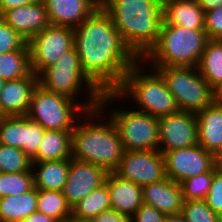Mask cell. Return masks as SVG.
Listing matches in <instances>:
<instances>
[{
  "instance_id": "obj_9",
  "label": "cell",
  "mask_w": 222,
  "mask_h": 222,
  "mask_svg": "<svg viewBox=\"0 0 222 222\" xmlns=\"http://www.w3.org/2000/svg\"><path fill=\"white\" fill-rule=\"evenodd\" d=\"M125 151L159 150L158 118L137 109L110 108Z\"/></svg>"
},
{
  "instance_id": "obj_26",
  "label": "cell",
  "mask_w": 222,
  "mask_h": 222,
  "mask_svg": "<svg viewBox=\"0 0 222 222\" xmlns=\"http://www.w3.org/2000/svg\"><path fill=\"white\" fill-rule=\"evenodd\" d=\"M111 209L107 184L89 193L71 208V219L75 222H90L103 211Z\"/></svg>"
},
{
  "instance_id": "obj_46",
  "label": "cell",
  "mask_w": 222,
  "mask_h": 222,
  "mask_svg": "<svg viewBox=\"0 0 222 222\" xmlns=\"http://www.w3.org/2000/svg\"><path fill=\"white\" fill-rule=\"evenodd\" d=\"M217 222H222V213L217 215Z\"/></svg>"
},
{
  "instance_id": "obj_47",
  "label": "cell",
  "mask_w": 222,
  "mask_h": 222,
  "mask_svg": "<svg viewBox=\"0 0 222 222\" xmlns=\"http://www.w3.org/2000/svg\"><path fill=\"white\" fill-rule=\"evenodd\" d=\"M217 98L222 101V90L217 94Z\"/></svg>"
},
{
  "instance_id": "obj_3",
  "label": "cell",
  "mask_w": 222,
  "mask_h": 222,
  "mask_svg": "<svg viewBox=\"0 0 222 222\" xmlns=\"http://www.w3.org/2000/svg\"><path fill=\"white\" fill-rule=\"evenodd\" d=\"M101 113L104 111L98 107L77 121L72 131V158L98 165L109 173L116 170L125 150L114 122ZM100 117L107 121L102 124Z\"/></svg>"
},
{
  "instance_id": "obj_4",
  "label": "cell",
  "mask_w": 222,
  "mask_h": 222,
  "mask_svg": "<svg viewBox=\"0 0 222 222\" xmlns=\"http://www.w3.org/2000/svg\"><path fill=\"white\" fill-rule=\"evenodd\" d=\"M143 62L140 59L126 72L122 84L115 92H103L99 103L103 111L110 107V104L114 105V100L127 97L131 98L132 103H136L134 106L140 107L137 111L157 118L179 111L163 77L155 69H152V73L150 70L149 73L142 71L146 66Z\"/></svg>"
},
{
  "instance_id": "obj_6",
  "label": "cell",
  "mask_w": 222,
  "mask_h": 222,
  "mask_svg": "<svg viewBox=\"0 0 222 222\" xmlns=\"http://www.w3.org/2000/svg\"><path fill=\"white\" fill-rule=\"evenodd\" d=\"M98 107L99 103H76V100L48 91L38 84L26 116L45 130L73 131L79 117Z\"/></svg>"
},
{
  "instance_id": "obj_33",
  "label": "cell",
  "mask_w": 222,
  "mask_h": 222,
  "mask_svg": "<svg viewBox=\"0 0 222 222\" xmlns=\"http://www.w3.org/2000/svg\"><path fill=\"white\" fill-rule=\"evenodd\" d=\"M45 129L24 115L23 147L22 151L32 160L42 142Z\"/></svg>"
},
{
  "instance_id": "obj_28",
  "label": "cell",
  "mask_w": 222,
  "mask_h": 222,
  "mask_svg": "<svg viewBox=\"0 0 222 222\" xmlns=\"http://www.w3.org/2000/svg\"><path fill=\"white\" fill-rule=\"evenodd\" d=\"M37 211L57 222L71 219V207L62 191L37 190Z\"/></svg>"
},
{
  "instance_id": "obj_49",
  "label": "cell",
  "mask_w": 222,
  "mask_h": 222,
  "mask_svg": "<svg viewBox=\"0 0 222 222\" xmlns=\"http://www.w3.org/2000/svg\"><path fill=\"white\" fill-rule=\"evenodd\" d=\"M100 4L104 1V0H97Z\"/></svg>"
},
{
  "instance_id": "obj_10",
  "label": "cell",
  "mask_w": 222,
  "mask_h": 222,
  "mask_svg": "<svg viewBox=\"0 0 222 222\" xmlns=\"http://www.w3.org/2000/svg\"><path fill=\"white\" fill-rule=\"evenodd\" d=\"M27 44L31 70L38 76L74 47V29L50 24Z\"/></svg>"
},
{
  "instance_id": "obj_40",
  "label": "cell",
  "mask_w": 222,
  "mask_h": 222,
  "mask_svg": "<svg viewBox=\"0 0 222 222\" xmlns=\"http://www.w3.org/2000/svg\"><path fill=\"white\" fill-rule=\"evenodd\" d=\"M38 0H0V16L9 9L16 8L18 6L33 4Z\"/></svg>"
},
{
  "instance_id": "obj_35",
  "label": "cell",
  "mask_w": 222,
  "mask_h": 222,
  "mask_svg": "<svg viewBox=\"0 0 222 222\" xmlns=\"http://www.w3.org/2000/svg\"><path fill=\"white\" fill-rule=\"evenodd\" d=\"M29 49L27 41L0 17V54Z\"/></svg>"
},
{
  "instance_id": "obj_12",
  "label": "cell",
  "mask_w": 222,
  "mask_h": 222,
  "mask_svg": "<svg viewBox=\"0 0 222 222\" xmlns=\"http://www.w3.org/2000/svg\"><path fill=\"white\" fill-rule=\"evenodd\" d=\"M166 176L176 183L209 172L214 167L213 154L200 144L163 153Z\"/></svg>"
},
{
  "instance_id": "obj_23",
  "label": "cell",
  "mask_w": 222,
  "mask_h": 222,
  "mask_svg": "<svg viewBox=\"0 0 222 222\" xmlns=\"http://www.w3.org/2000/svg\"><path fill=\"white\" fill-rule=\"evenodd\" d=\"M72 158V131L45 130L37 155L32 162Z\"/></svg>"
},
{
  "instance_id": "obj_32",
  "label": "cell",
  "mask_w": 222,
  "mask_h": 222,
  "mask_svg": "<svg viewBox=\"0 0 222 222\" xmlns=\"http://www.w3.org/2000/svg\"><path fill=\"white\" fill-rule=\"evenodd\" d=\"M215 166L206 173L191 177L181 183L184 201L204 200L211 187Z\"/></svg>"
},
{
  "instance_id": "obj_39",
  "label": "cell",
  "mask_w": 222,
  "mask_h": 222,
  "mask_svg": "<svg viewBox=\"0 0 222 222\" xmlns=\"http://www.w3.org/2000/svg\"><path fill=\"white\" fill-rule=\"evenodd\" d=\"M90 222H130V217L114 209L101 212Z\"/></svg>"
},
{
  "instance_id": "obj_41",
  "label": "cell",
  "mask_w": 222,
  "mask_h": 222,
  "mask_svg": "<svg viewBox=\"0 0 222 222\" xmlns=\"http://www.w3.org/2000/svg\"><path fill=\"white\" fill-rule=\"evenodd\" d=\"M21 222H57V221L45 214L36 211L30 214L27 218H25Z\"/></svg>"
},
{
  "instance_id": "obj_14",
  "label": "cell",
  "mask_w": 222,
  "mask_h": 222,
  "mask_svg": "<svg viewBox=\"0 0 222 222\" xmlns=\"http://www.w3.org/2000/svg\"><path fill=\"white\" fill-rule=\"evenodd\" d=\"M108 172L90 162L70 159L69 173L63 195L72 208L89 193L105 183Z\"/></svg>"
},
{
  "instance_id": "obj_7",
  "label": "cell",
  "mask_w": 222,
  "mask_h": 222,
  "mask_svg": "<svg viewBox=\"0 0 222 222\" xmlns=\"http://www.w3.org/2000/svg\"><path fill=\"white\" fill-rule=\"evenodd\" d=\"M38 84L48 91L65 95L73 100L81 94L82 88L87 87L86 103H100V97L103 94L85 75L75 47L65 53L55 64L44 69L38 75Z\"/></svg>"
},
{
  "instance_id": "obj_22",
  "label": "cell",
  "mask_w": 222,
  "mask_h": 222,
  "mask_svg": "<svg viewBox=\"0 0 222 222\" xmlns=\"http://www.w3.org/2000/svg\"><path fill=\"white\" fill-rule=\"evenodd\" d=\"M69 166L70 159L32 162L34 187L37 190L63 191L69 173Z\"/></svg>"
},
{
  "instance_id": "obj_45",
  "label": "cell",
  "mask_w": 222,
  "mask_h": 222,
  "mask_svg": "<svg viewBox=\"0 0 222 222\" xmlns=\"http://www.w3.org/2000/svg\"><path fill=\"white\" fill-rule=\"evenodd\" d=\"M6 82H7L6 80L0 78V92L2 91V89H3V87L5 86V83H6Z\"/></svg>"
},
{
  "instance_id": "obj_38",
  "label": "cell",
  "mask_w": 222,
  "mask_h": 222,
  "mask_svg": "<svg viewBox=\"0 0 222 222\" xmlns=\"http://www.w3.org/2000/svg\"><path fill=\"white\" fill-rule=\"evenodd\" d=\"M165 216L153 206L142 204L130 217V222H164Z\"/></svg>"
},
{
  "instance_id": "obj_21",
  "label": "cell",
  "mask_w": 222,
  "mask_h": 222,
  "mask_svg": "<svg viewBox=\"0 0 222 222\" xmlns=\"http://www.w3.org/2000/svg\"><path fill=\"white\" fill-rule=\"evenodd\" d=\"M163 22L193 30H205V12L197 0H163Z\"/></svg>"
},
{
  "instance_id": "obj_37",
  "label": "cell",
  "mask_w": 222,
  "mask_h": 222,
  "mask_svg": "<svg viewBox=\"0 0 222 222\" xmlns=\"http://www.w3.org/2000/svg\"><path fill=\"white\" fill-rule=\"evenodd\" d=\"M205 32L208 39L222 40V6L205 13Z\"/></svg>"
},
{
  "instance_id": "obj_24",
  "label": "cell",
  "mask_w": 222,
  "mask_h": 222,
  "mask_svg": "<svg viewBox=\"0 0 222 222\" xmlns=\"http://www.w3.org/2000/svg\"><path fill=\"white\" fill-rule=\"evenodd\" d=\"M198 70L218 94L222 90V40L209 39L202 53Z\"/></svg>"
},
{
  "instance_id": "obj_11",
  "label": "cell",
  "mask_w": 222,
  "mask_h": 222,
  "mask_svg": "<svg viewBox=\"0 0 222 222\" xmlns=\"http://www.w3.org/2000/svg\"><path fill=\"white\" fill-rule=\"evenodd\" d=\"M114 173L140 187L167 177L164 155L159 150L125 151Z\"/></svg>"
},
{
  "instance_id": "obj_1",
  "label": "cell",
  "mask_w": 222,
  "mask_h": 222,
  "mask_svg": "<svg viewBox=\"0 0 222 222\" xmlns=\"http://www.w3.org/2000/svg\"><path fill=\"white\" fill-rule=\"evenodd\" d=\"M74 47L85 75L102 92H115L140 60L101 6L74 28Z\"/></svg>"
},
{
  "instance_id": "obj_16",
  "label": "cell",
  "mask_w": 222,
  "mask_h": 222,
  "mask_svg": "<svg viewBox=\"0 0 222 222\" xmlns=\"http://www.w3.org/2000/svg\"><path fill=\"white\" fill-rule=\"evenodd\" d=\"M51 25L78 27L101 4L97 0H42Z\"/></svg>"
},
{
  "instance_id": "obj_36",
  "label": "cell",
  "mask_w": 222,
  "mask_h": 222,
  "mask_svg": "<svg viewBox=\"0 0 222 222\" xmlns=\"http://www.w3.org/2000/svg\"><path fill=\"white\" fill-rule=\"evenodd\" d=\"M204 201L214 213H222V170L216 167L211 187Z\"/></svg>"
},
{
  "instance_id": "obj_18",
  "label": "cell",
  "mask_w": 222,
  "mask_h": 222,
  "mask_svg": "<svg viewBox=\"0 0 222 222\" xmlns=\"http://www.w3.org/2000/svg\"><path fill=\"white\" fill-rule=\"evenodd\" d=\"M143 204L153 206L165 215L182 212L184 197L180 183L166 177L142 187Z\"/></svg>"
},
{
  "instance_id": "obj_2",
  "label": "cell",
  "mask_w": 222,
  "mask_h": 222,
  "mask_svg": "<svg viewBox=\"0 0 222 222\" xmlns=\"http://www.w3.org/2000/svg\"><path fill=\"white\" fill-rule=\"evenodd\" d=\"M101 8L140 59L157 43L163 0H104Z\"/></svg>"
},
{
  "instance_id": "obj_34",
  "label": "cell",
  "mask_w": 222,
  "mask_h": 222,
  "mask_svg": "<svg viewBox=\"0 0 222 222\" xmlns=\"http://www.w3.org/2000/svg\"><path fill=\"white\" fill-rule=\"evenodd\" d=\"M186 222H217V215L204 200L184 201L182 212Z\"/></svg>"
},
{
  "instance_id": "obj_19",
  "label": "cell",
  "mask_w": 222,
  "mask_h": 222,
  "mask_svg": "<svg viewBox=\"0 0 222 222\" xmlns=\"http://www.w3.org/2000/svg\"><path fill=\"white\" fill-rule=\"evenodd\" d=\"M105 183L108 187L111 209L131 217L143 204L142 187L120 178L114 172L107 174Z\"/></svg>"
},
{
  "instance_id": "obj_30",
  "label": "cell",
  "mask_w": 222,
  "mask_h": 222,
  "mask_svg": "<svg viewBox=\"0 0 222 222\" xmlns=\"http://www.w3.org/2000/svg\"><path fill=\"white\" fill-rule=\"evenodd\" d=\"M32 171V160L18 148L0 144V173Z\"/></svg>"
},
{
  "instance_id": "obj_20",
  "label": "cell",
  "mask_w": 222,
  "mask_h": 222,
  "mask_svg": "<svg viewBox=\"0 0 222 222\" xmlns=\"http://www.w3.org/2000/svg\"><path fill=\"white\" fill-rule=\"evenodd\" d=\"M196 118L198 144L214 155L222 146V101L216 98Z\"/></svg>"
},
{
  "instance_id": "obj_48",
  "label": "cell",
  "mask_w": 222,
  "mask_h": 222,
  "mask_svg": "<svg viewBox=\"0 0 222 222\" xmlns=\"http://www.w3.org/2000/svg\"><path fill=\"white\" fill-rule=\"evenodd\" d=\"M59 222H75V221L72 220V219H68V220H65V221H59Z\"/></svg>"
},
{
  "instance_id": "obj_31",
  "label": "cell",
  "mask_w": 222,
  "mask_h": 222,
  "mask_svg": "<svg viewBox=\"0 0 222 222\" xmlns=\"http://www.w3.org/2000/svg\"><path fill=\"white\" fill-rule=\"evenodd\" d=\"M24 115L0 116V144L22 149Z\"/></svg>"
},
{
  "instance_id": "obj_8",
  "label": "cell",
  "mask_w": 222,
  "mask_h": 222,
  "mask_svg": "<svg viewBox=\"0 0 222 222\" xmlns=\"http://www.w3.org/2000/svg\"><path fill=\"white\" fill-rule=\"evenodd\" d=\"M152 69L163 77L180 111L197 114L217 98V93L197 67L168 66Z\"/></svg>"
},
{
  "instance_id": "obj_29",
  "label": "cell",
  "mask_w": 222,
  "mask_h": 222,
  "mask_svg": "<svg viewBox=\"0 0 222 222\" xmlns=\"http://www.w3.org/2000/svg\"><path fill=\"white\" fill-rule=\"evenodd\" d=\"M34 187L33 172L0 173V198L18 196Z\"/></svg>"
},
{
  "instance_id": "obj_27",
  "label": "cell",
  "mask_w": 222,
  "mask_h": 222,
  "mask_svg": "<svg viewBox=\"0 0 222 222\" xmlns=\"http://www.w3.org/2000/svg\"><path fill=\"white\" fill-rule=\"evenodd\" d=\"M29 49L0 54V78L11 81L32 74Z\"/></svg>"
},
{
  "instance_id": "obj_43",
  "label": "cell",
  "mask_w": 222,
  "mask_h": 222,
  "mask_svg": "<svg viewBox=\"0 0 222 222\" xmlns=\"http://www.w3.org/2000/svg\"><path fill=\"white\" fill-rule=\"evenodd\" d=\"M164 222H186V219L182 213H178V214L166 215Z\"/></svg>"
},
{
  "instance_id": "obj_17",
  "label": "cell",
  "mask_w": 222,
  "mask_h": 222,
  "mask_svg": "<svg viewBox=\"0 0 222 222\" xmlns=\"http://www.w3.org/2000/svg\"><path fill=\"white\" fill-rule=\"evenodd\" d=\"M37 85L38 76L34 73L7 81L0 92V116L26 115L32 93Z\"/></svg>"
},
{
  "instance_id": "obj_13",
  "label": "cell",
  "mask_w": 222,
  "mask_h": 222,
  "mask_svg": "<svg viewBox=\"0 0 222 222\" xmlns=\"http://www.w3.org/2000/svg\"><path fill=\"white\" fill-rule=\"evenodd\" d=\"M159 151L182 149L198 144L195 113L178 111L158 118Z\"/></svg>"
},
{
  "instance_id": "obj_44",
  "label": "cell",
  "mask_w": 222,
  "mask_h": 222,
  "mask_svg": "<svg viewBox=\"0 0 222 222\" xmlns=\"http://www.w3.org/2000/svg\"><path fill=\"white\" fill-rule=\"evenodd\" d=\"M214 157V166L217 169L222 170V146L217 150V152L213 155Z\"/></svg>"
},
{
  "instance_id": "obj_42",
  "label": "cell",
  "mask_w": 222,
  "mask_h": 222,
  "mask_svg": "<svg viewBox=\"0 0 222 222\" xmlns=\"http://www.w3.org/2000/svg\"><path fill=\"white\" fill-rule=\"evenodd\" d=\"M197 3L202 7L205 13L216 10L222 6V0H197Z\"/></svg>"
},
{
  "instance_id": "obj_25",
  "label": "cell",
  "mask_w": 222,
  "mask_h": 222,
  "mask_svg": "<svg viewBox=\"0 0 222 222\" xmlns=\"http://www.w3.org/2000/svg\"><path fill=\"white\" fill-rule=\"evenodd\" d=\"M37 211V188L18 196L0 198V221L21 222Z\"/></svg>"
},
{
  "instance_id": "obj_15",
  "label": "cell",
  "mask_w": 222,
  "mask_h": 222,
  "mask_svg": "<svg viewBox=\"0 0 222 222\" xmlns=\"http://www.w3.org/2000/svg\"><path fill=\"white\" fill-rule=\"evenodd\" d=\"M0 17L27 42L50 25L42 0L6 10Z\"/></svg>"
},
{
  "instance_id": "obj_5",
  "label": "cell",
  "mask_w": 222,
  "mask_h": 222,
  "mask_svg": "<svg viewBox=\"0 0 222 222\" xmlns=\"http://www.w3.org/2000/svg\"><path fill=\"white\" fill-rule=\"evenodd\" d=\"M205 30H193L163 21L157 43L142 58L153 68L168 66L198 67L208 41Z\"/></svg>"
}]
</instances>
